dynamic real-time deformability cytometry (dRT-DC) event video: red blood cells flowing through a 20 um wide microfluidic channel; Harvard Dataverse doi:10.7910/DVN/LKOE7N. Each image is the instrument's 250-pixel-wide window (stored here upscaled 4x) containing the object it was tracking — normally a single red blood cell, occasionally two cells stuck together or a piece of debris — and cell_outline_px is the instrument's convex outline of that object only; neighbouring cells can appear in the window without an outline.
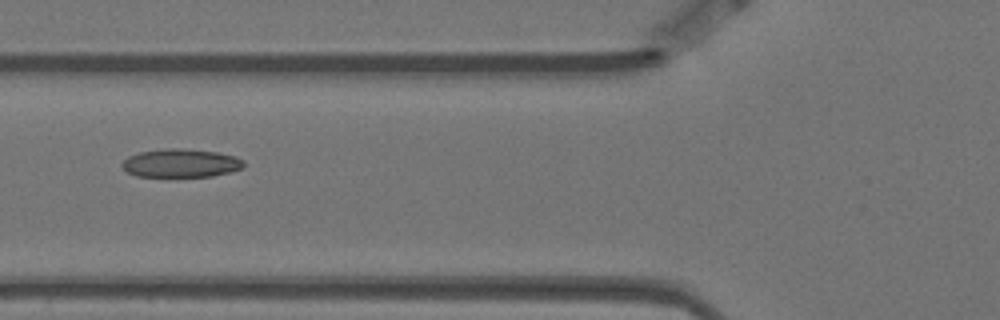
{"species": "Egyptian fruit bat (a non-hibernating species)", "species_latin": "Rousettus aegyptiacus", "temperature_condition": "warm", "stored_images_in_passage": 7, "camera_frame_rate_fps": 3000, "um_per_image_px": 0.085, "animal": {"sex": "female"}, "frame": {"image": 1, "passage_image": 4, "time_ms": 1.0, "image_size_px": [1000, 320], "cell_outline_px": [[244, 168], [232, 172], [212, 176], [136, 176], [128, 172], [120, 164], [128, 156], [140, 152], [164, 148], [180, 148], [216, 152], [236, 156], [244, 160]], "centroid_in_image_um": [15.4, 13.86], "position_along_channel_um": 110.4, "area_um2": 20.17}}
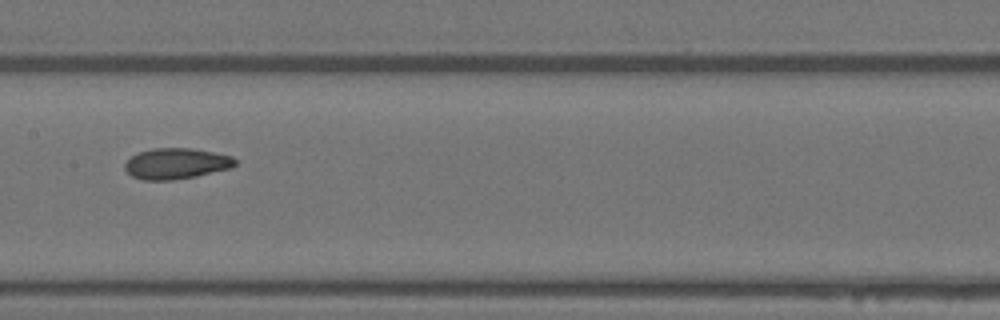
{"frame": {"image": 2, "passage_image": 6, "time_ms": 1.667, "image_size_px": [1000, 320], "cell_outline_px": [[236, 164], [232, 168], [196, 176], [172, 180], [144, 180], [132, 176], [124, 168], [124, 164], [136, 152], [152, 148], [192, 148], [232, 156], [236, 160]], "centroid_in_image_um": [14.97, 13.9], "position_along_channel_um": 192.4, "area_um2": 19.88}}
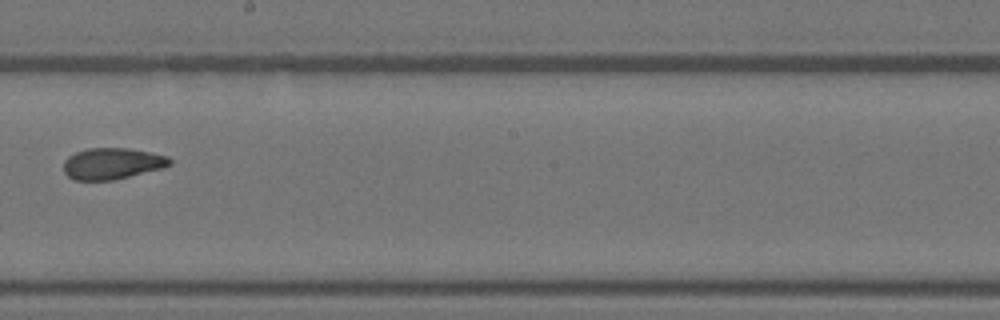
{"frame": {"image": 3, "passage_image": 7, "time_ms": 2.0, "image_size_px": [1000, 320], "cell_outline_px": [[172, 164], [164, 168], [112, 180], [76, 180], [68, 176], [64, 172], [64, 160], [68, 156], [76, 152], [88, 148], [128, 148], [168, 156], [172, 160]], "centroid_in_image_um": [9.55, 13.9], "position_along_channel_um": 238.7, "area_um2": 19.36}}